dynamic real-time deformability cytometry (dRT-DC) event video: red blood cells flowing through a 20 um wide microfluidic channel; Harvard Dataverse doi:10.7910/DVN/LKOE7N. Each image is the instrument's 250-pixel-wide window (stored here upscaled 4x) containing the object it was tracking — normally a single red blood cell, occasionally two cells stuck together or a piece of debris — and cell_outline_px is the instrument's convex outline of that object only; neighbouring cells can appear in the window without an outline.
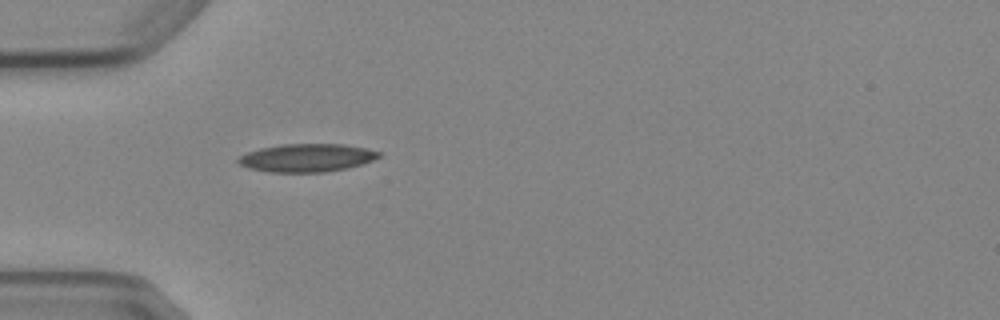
{"species": "Egyptian fruit bat (a non-hibernating species)", "species_latin": "Rousettus aegyptiacus", "temperature_condition": "cold", "stored_images_in_passage": 1, "camera_frame_rate_fps": 3000, "um_per_image_px": 0.085, "animal": {"sex": "female"}, "frame": {"image": 1, "passage_image": 1, "time_ms": 0.0, "image_size_px": [1000, 320], "cell_outline_px": [[380, 156], [372, 160], [360, 164], [344, 168], [324, 172], [268, 172], [248, 168], [240, 164], [236, 160], [240, 156], [248, 152], [260, 148], [280, 144], [344, 144], [368, 148], [380, 152]], "centroid_in_image_um": [26.05, 13.4], "position_along_channel_um": 58.9, "area_um2": 22.89}}